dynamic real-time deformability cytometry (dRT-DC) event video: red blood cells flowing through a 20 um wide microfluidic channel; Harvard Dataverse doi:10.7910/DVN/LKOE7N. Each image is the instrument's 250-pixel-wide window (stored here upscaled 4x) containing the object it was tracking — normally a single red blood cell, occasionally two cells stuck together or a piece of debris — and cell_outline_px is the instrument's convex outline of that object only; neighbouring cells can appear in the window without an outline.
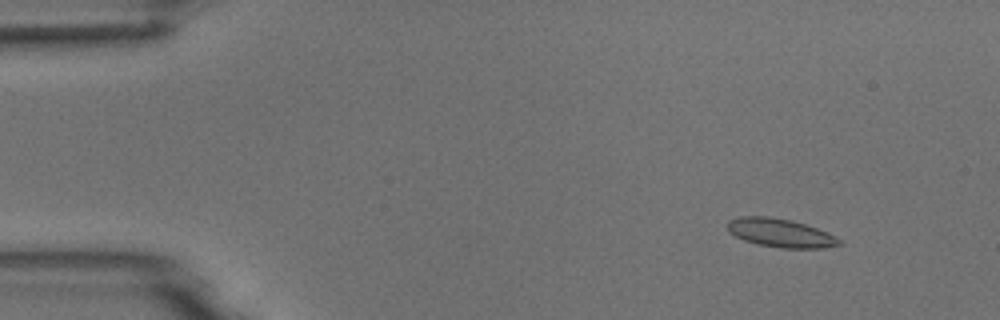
{"species": "common noctule bat (a hibernating species)", "species_latin": "Nyctalus noctula", "temperature_condition": "room temperature", "stored_images_in_passage": 5, "camera_frame_rate_fps": 3000, "um_per_image_px": 0.085, "animal": {"sex": "male", "body_mass_g": 18.8}, "frame": {"image": 1, "passage_image": 2, "time_ms": 1.333, "image_size_px": [1000, 320], "cell_outline_px": [[844, 244], [824, 248], [784, 248], [760, 244], [744, 240], [728, 232], [728, 220], [740, 216], [768, 216], [792, 220], [816, 228], [840, 240]], "centroid_in_image_um": [66.31, 19.79], "position_along_channel_um": 18.7, "area_um2": 18.32}}
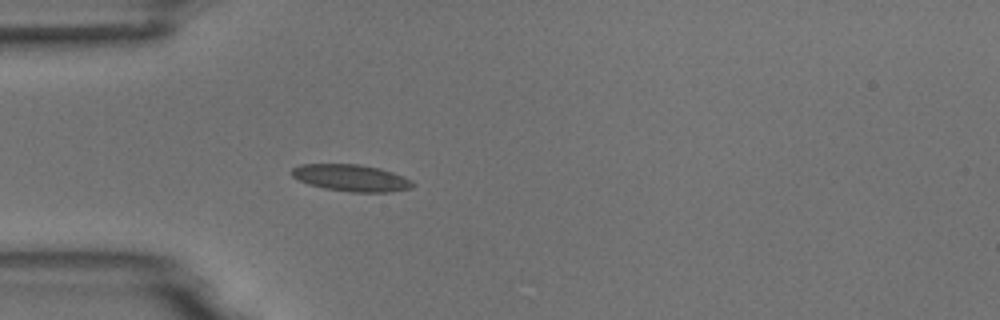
{"frame": {"image": 2, "passage_image": 5, "time_ms": 4.667, "image_size_px": [1000, 320], "cell_outline_px": [[416, 184], [412, 188], [388, 192], [352, 192], [324, 188], [308, 184], [292, 176], [292, 168], [300, 164], [360, 164], [380, 168], [404, 176], [412, 180]], "centroid_in_image_um": [29.89, 15.12], "position_along_channel_um": 55.1, "area_um2": 18.96}}